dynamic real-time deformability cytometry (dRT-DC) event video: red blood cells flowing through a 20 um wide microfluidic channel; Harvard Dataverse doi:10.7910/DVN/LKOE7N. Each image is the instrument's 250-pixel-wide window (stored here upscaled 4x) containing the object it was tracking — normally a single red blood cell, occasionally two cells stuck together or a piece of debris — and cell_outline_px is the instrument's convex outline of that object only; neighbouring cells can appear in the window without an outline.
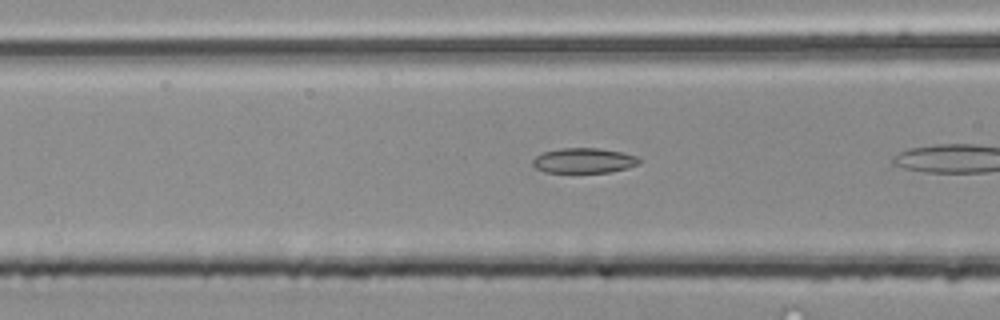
{"species": "common noctule bat (a hibernating species)", "species_latin": "Nyctalus noctula", "temperature_condition": "room temperature", "stored_images_in_passage": 6, "camera_frame_rate_fps": 3000, "um_per_image_px": 0.085, "animal": {"sex": "male", "body_mass_g": 20.4}, "frame": {"image": 1, "passage_image": 4, "time_ms": 1.0, "image_size_px": [1000, 320], "cell_outline_px": [[640, 164], [628, 168], [608, 172], [544, 172], [536, 168], [532, 164], [532, 160], [536, 156], [544, 152], [560, 148], [596, 148], [624, 152], [636, 156], [640, 160]], "centroid_in_image_um": [49.64, 13.64], "position_along_channel_um": 117.0, "area_um2": 15.55}}